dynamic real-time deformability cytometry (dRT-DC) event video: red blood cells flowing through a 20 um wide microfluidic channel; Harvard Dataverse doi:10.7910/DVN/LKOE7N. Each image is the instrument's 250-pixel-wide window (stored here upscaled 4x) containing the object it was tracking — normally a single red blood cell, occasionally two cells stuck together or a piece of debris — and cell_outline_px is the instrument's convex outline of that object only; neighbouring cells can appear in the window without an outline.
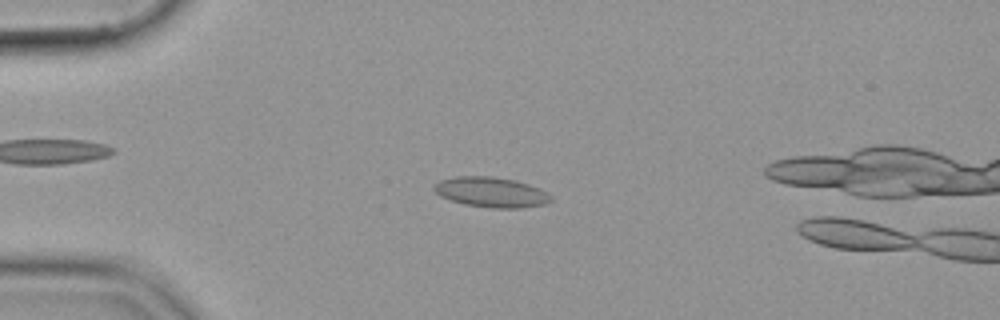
{"species": "common noctule bat (a hibernating species)", "species_latin": "Nyctalus noctula", "temperature_condition": "cold", "stored_images_in_passage": 52, "camera_frame_rate_fps": 3000, "um_per_image_px": 0.085, "animal": {"sex": "female", "body_mass_g": 19.9}, "frame": {"image": 1, "passage_image": 14, "time_ms": 4.333, "image_size_px": [1000, 320], "cell_outline_px": [[552, 200], [544, 204], [520, 208], [492, 208], [464, 204], [440, 196], [432, 188], [432, 184], [440, 180], [456, 176], [492, 176], [516, 180], [540, 188], [552, 196]], "centroid_in_image_um": [41.74, 16.32], "position_along_channel_um": 43.3, "area_um2": 20.63}}
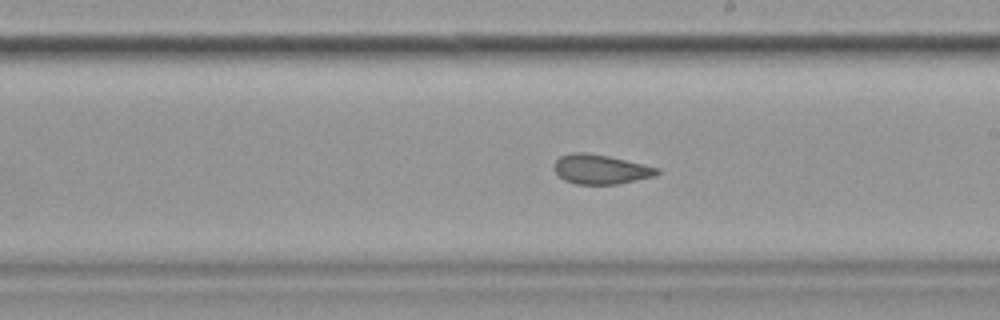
{"frame": {"image": 2, "passage_image": 32, "time_ms": 10.333, "image_size_px": [1000, 320], "cell_outline_px": [[660, 172], [652, 176], [636, 180], [616, 184], [576, 184], [564, 180], [552, 168], [552, 164], [560, 156], [572, 152], [588, 152], [608, 156], [660, 168]], "centroid_in_image_um": [51.0, 14.38], "position_along_channel_um": 238.0, "area_um2": 17.69}}
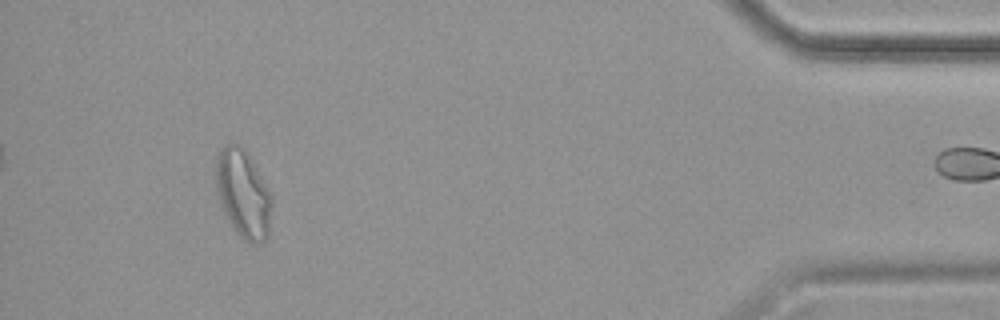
{"frame": {"image": 3, "passage_image": 51, "time_ms": 16.667, "image_size_px": [1000, 320], "cell_outline_px": [[272, 208], [268, 236], [260, 244], [256, 244], [244, 240], [240, 236], [228, 220], [216, 184], [216, 156], [224, 144], [240, 144], [248, 152], [268, 188], [272, 196]], "centroid_in_image_um": [20.7, 16.44], "position_along_channel_um": 414.5, "area_um2": 28.5}}